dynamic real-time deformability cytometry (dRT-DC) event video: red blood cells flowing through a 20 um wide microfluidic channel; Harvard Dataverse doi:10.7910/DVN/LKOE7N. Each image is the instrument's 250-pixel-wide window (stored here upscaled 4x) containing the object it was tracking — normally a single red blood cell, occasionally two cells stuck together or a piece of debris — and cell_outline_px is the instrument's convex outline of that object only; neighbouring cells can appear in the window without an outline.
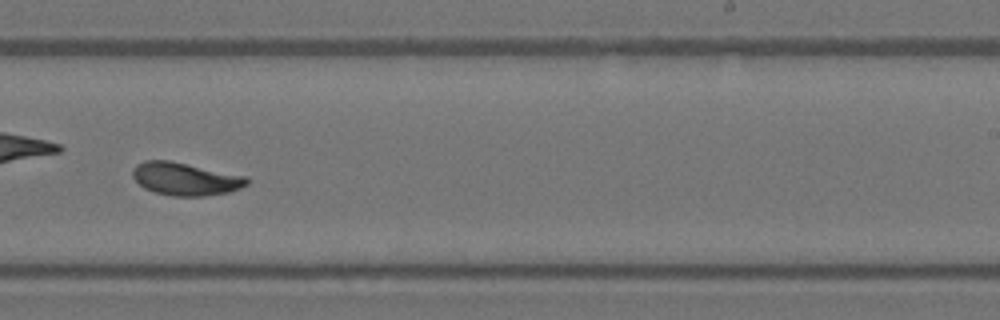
{"species": "Egyptian fruit bat (a non-hibernating species)", "species_latin": "Rousettus aegyptiacus", "temperature_condition": "warm", "stored_images_in_passage": 38, "camera_frame_rate_fps": 3000, "um_per_image_px": 0.085, "animal": {"sex": "female"}, "frame": {"image": 1, "passage_image": 22, "time_ms": 7.0, "image_size_px": [1000, 320], "cell_outline_px": [[248, 184], [240, 188], [228, 192], [204, 196], [172, 196], [156, 192], [144, 188], [132, 176], [132, 168], [136, 164], [144, 160], [168, 160], [248, 176]], "centroid_in_image_um": [15.75, 15.2], "position_along_channel_um": 273.2, "area_um2": 21.85}}